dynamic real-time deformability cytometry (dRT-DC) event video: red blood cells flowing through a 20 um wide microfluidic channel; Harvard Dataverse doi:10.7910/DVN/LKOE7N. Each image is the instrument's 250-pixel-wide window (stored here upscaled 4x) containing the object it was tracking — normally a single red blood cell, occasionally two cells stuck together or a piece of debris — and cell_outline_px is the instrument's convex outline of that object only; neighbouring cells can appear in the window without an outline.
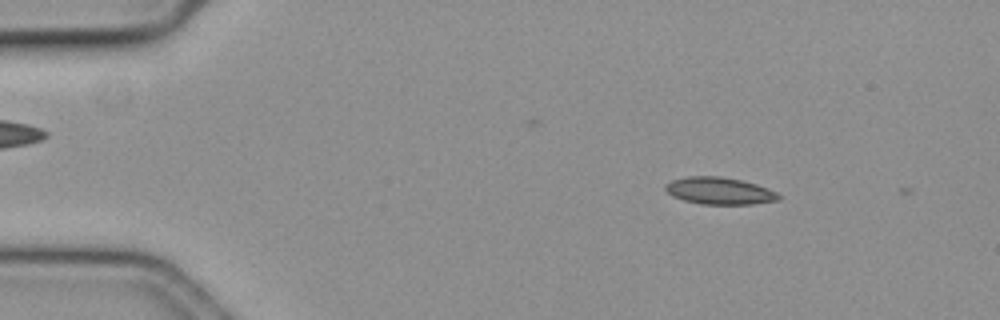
{"species": "common noctule bat (a hibernating species)", "species_latin": "Nyctalus noctula", "temperature_condition": "cold", "stored_images_in_passage": 11, "camera_frame_rate_fps": 3000, "um_per_image_px": 0.085, "animal": {"sex": "female", "body_mass_g": 19.3, "forearm_length_mm": 54.1}, "frame": {"image": 1, "passage_image": 9, "time_ms": 2.667, "image_size_px": [1000, 320], "cell_outline_px": [[780, 200], [752, 204], [700, 204], [684, 200], [672, 196], [664, 188], [664, 184], [672, 180], [688, 176], [716, 176], [740, 180], [756, 184], [768, 188], [776, 192], [780, 196]], "centroid_in_image_um": [61.14, 16.22], "position_along_channel_um": 23.9, "area_um2": 17.8}}